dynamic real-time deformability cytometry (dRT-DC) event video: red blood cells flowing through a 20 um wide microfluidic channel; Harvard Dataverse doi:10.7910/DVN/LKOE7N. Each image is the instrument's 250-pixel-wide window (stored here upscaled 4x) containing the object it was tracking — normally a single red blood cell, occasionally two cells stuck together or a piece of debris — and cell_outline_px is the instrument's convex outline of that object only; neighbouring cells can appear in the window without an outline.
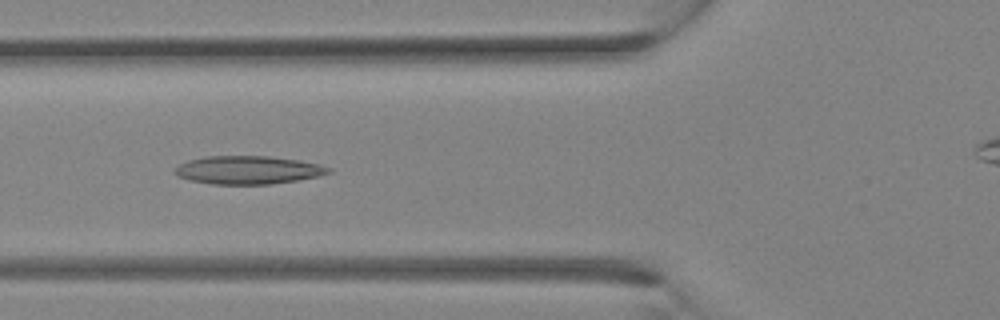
{"species": "Egyptian fruit bat (a non-hibernating species)", "species_latin": "Rousettus aegyptiacus", "temperature_condition": "room temperature", "stored_images_in_passage": 28, "camera_frame_rate_fps": 3000, "um_per_image_px": 0.085, "animal": {"sex": "female"}, "frame": {"image": 1, "passage_image": 11, "time_ms": 3.333, "image_size_px": [1000, 320], "cell_outline_px": [[332, 172], [320, 176], [300, 180], [272, 184], [212, 184], [188, 180], [176, 176], [172, 172], [180, 164], [188, 160], [204, 156], [268, 156], [300, 160], [320, 164], [332, 168]], "centroid_in_image_um": [21.1, 14.45], "position_along_channel_um": 104.7, "area_um2": 25.61}}
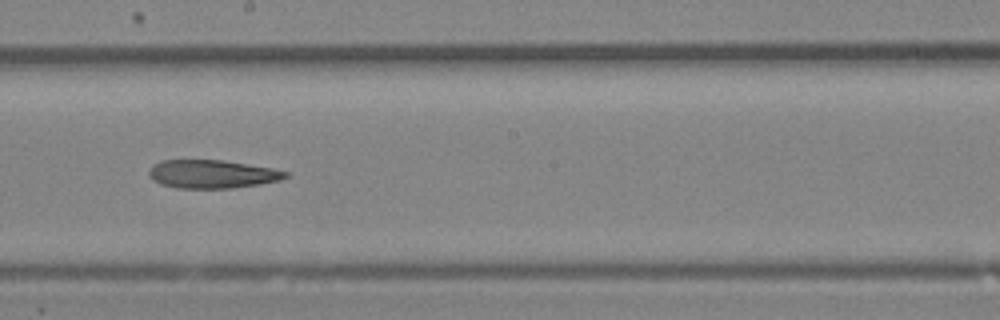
{"frame": {"image": 2, "passage_image": 17, "time_ms": 5.333, "image_size_px": [1000, 320], "cell_outline_px": [[288, 176], [280, 180], [260, 184], [232, 188], [176, 188], [160, 184], [152, 180], [148, 176], [148, 172], [152, 164], [160, 160], [224, 160], [272, 168], [288, 172]], "centroid_in_image_um": [17.98, 14.79], "position_along_channel_um": 230.2, "area_um2": 22.72}}
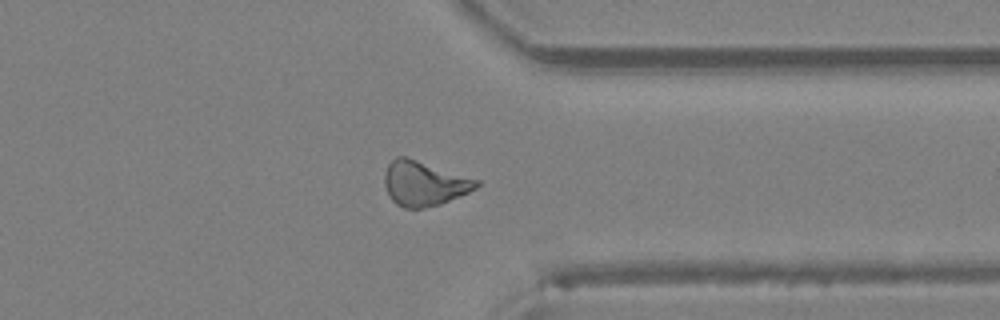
{"frame": {"image": 3, "passage_image": 24, "time_ms": 7.667, "image_size_px": [1000, 320], "cell_outline_px": [[480, 184], [476, 188], [460, 196], [440, 204], [424, 208], [404, 208], [396, 204], [388, 196], [384, 184], [384, 176], [388, 164], [396, 156], [404, 156], [480, 180]], "centroid_in_image_um": [36.03, 15.6], "position_along_channel_um": 375.4, "area_um2": 23.87}}